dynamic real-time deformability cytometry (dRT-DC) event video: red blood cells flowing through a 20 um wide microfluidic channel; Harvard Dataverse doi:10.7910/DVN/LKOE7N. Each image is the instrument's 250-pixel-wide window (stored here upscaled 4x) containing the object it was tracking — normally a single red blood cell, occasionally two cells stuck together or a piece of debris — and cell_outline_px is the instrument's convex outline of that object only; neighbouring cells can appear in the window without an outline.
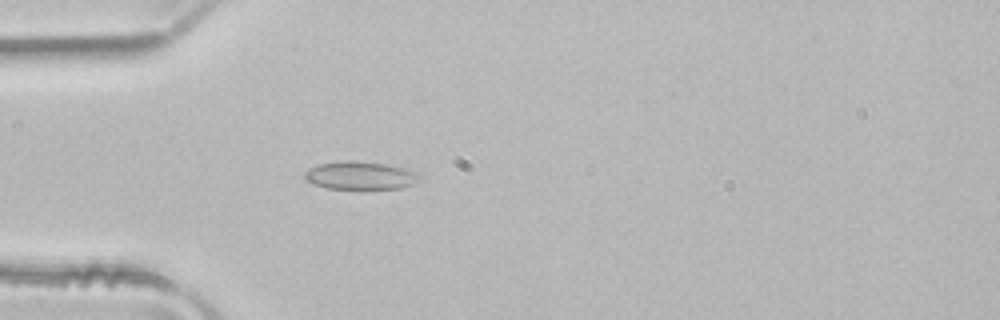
{"species": "common noctule bat (a hibernating species)", "species_latin": "Nyctalus noctula", "temperature_condition": "room temperature", "stored_images_in_passage": 50, "camera_frame_rate_fps": 3000, "um_per_image_px": 0.085, "animal": {"sex": "male", "body_mass_g": 21.5, "forearm_length_mm": 52.0}, "frame": {"image": 1, "passage_image": 14, "time_ms": 4.333, "image_size_px": [1000, 320], "cell_outline_px": [[420, 180], [412, 184], [400, 188], [328, 188], [316, 184], [308, 180], [304, 176], [304, 172], [308, 168], [316, 164], [348, 160], [352, 160], [384, 164], [400, 168], [412, 172], [420, 176]], "centroid_in_image_um": [30.56, 14.9], "position_along_channel_um": 54.4, "area_um2": 18.21}}
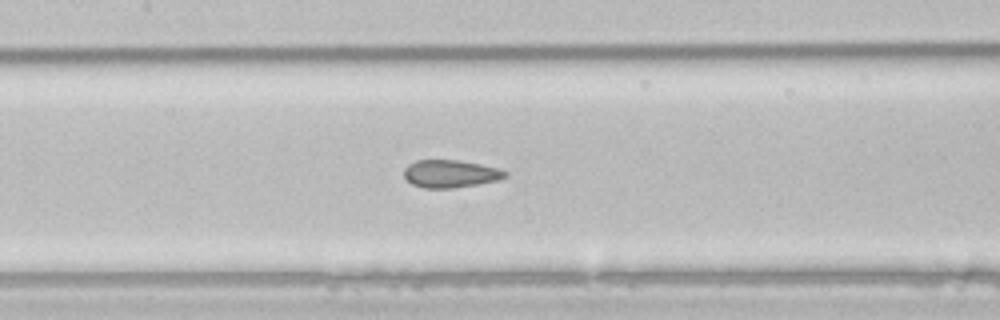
{"frame": {"image": 2, "passage_image": 23, "time_ms": 7.333, "image_size_px": [1000, 320], "cell_outline_px": [[508, 176], [496, 180], [476, 184], [452, 188], [424, 188], [412, 184], [404, 176], [404, 168], [408, 164], [416, 160], [456, 160], [480, 164], [496, 168], [508, 172]], "centroid_in_image_um": [38.25, 14.76], "position_along_channel_um": 169.1, "area_um2": 16.13}}
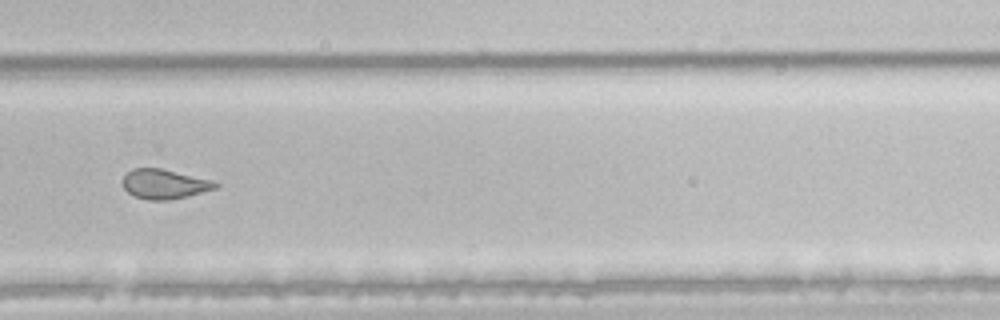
{"frame": {"image": 3, "passage_image": 34, "time_ms": 11.0, "image_size_px": [1000, 320], "cell_outline_px": [[220, 184], [216, 188], [168, 200], [148, 200], [132, 196], [124, 188], [124, 176], [132, 168], [160, 168], [216, 180]], "centroid_in_image_um": [13.99, 15.63], "position_along_channel_um": 315.8, "area_um2": 15.95}, "authors_computed_cell_mechanics": {"area_um2": 18.1492, "velocity_mm_per_s": 4.0268, "shape_relaxation_time_tau1_ms": null, "shape_relaxation_time_tau2_ms": 1.2179, "deformation_change_tau1": null, "deformation_change_tau2": 0.0729}}